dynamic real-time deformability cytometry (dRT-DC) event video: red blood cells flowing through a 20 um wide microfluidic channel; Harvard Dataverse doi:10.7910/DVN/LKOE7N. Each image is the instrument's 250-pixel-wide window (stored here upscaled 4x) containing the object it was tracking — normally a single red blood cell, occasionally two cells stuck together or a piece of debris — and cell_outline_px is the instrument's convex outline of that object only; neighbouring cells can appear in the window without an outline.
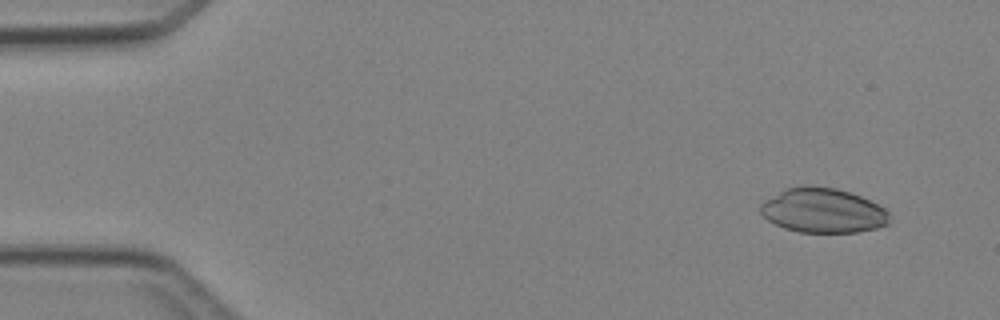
{"species": "Egyptian fruit bat (a non-hibernating species)", "species_latin": "Rousettus aegyptiacus", "temperature_condition": "cold", "stored_images_in_passage": 3, "camera_frame_rate_fps": 3000, "um_per_image_px": 0.085, "animal": {"sex": "female"}, "frame": {"image": 1, "passage_image": 1, "time_ms": 0.0, "image_size_px": [1000, 320], "cell_outline_px": [[888, 224], [876, 228], [856, 232], [800, 232], [784, 228], [768, 220], [760, 212], [760, 204], [764, 200], [788, 188], [836, 188], [860, 196], [884, 208], [888, 212]], "centroid_in_image_um": [69.95, 17.93], "position_along_channel_um": 15.1, "area_um2": 32.6}}